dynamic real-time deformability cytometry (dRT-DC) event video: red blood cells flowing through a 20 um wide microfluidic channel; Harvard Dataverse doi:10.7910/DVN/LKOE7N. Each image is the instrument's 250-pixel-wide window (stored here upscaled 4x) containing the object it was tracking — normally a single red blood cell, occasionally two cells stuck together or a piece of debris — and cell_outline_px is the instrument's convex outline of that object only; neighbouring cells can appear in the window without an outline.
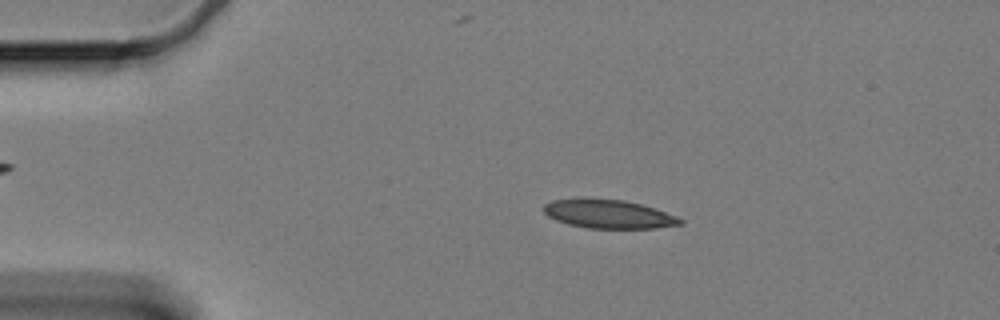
{"species": "Egyptian fruit bat (a non-hibernating species)", "species_latin": "Rousettus aegyptiacus", "temperature_condition": "cold", "stored_images_in_passage": 52, "camera_frame_rate_fps": 3000, "um_per_image_px": 0.085, "animal": {"sex": "female"}, "frame": {"image": 1, "passage_image": 3, "time_ms": 0.667, "image_size_px": [1000, 320], "cell_outline_px": [[684, 224], [656, 228], [588, 228], [568, 224], [556, 220], [548, 216], [544, 212], [544, 204], [552, 200], [624, 200], [640, 204], [676, 216], [684, 220]], "centroid_in_image_um": [51.76, 18.22], "position_along_channel_um": 33.2, "area_um2": 22.14}}
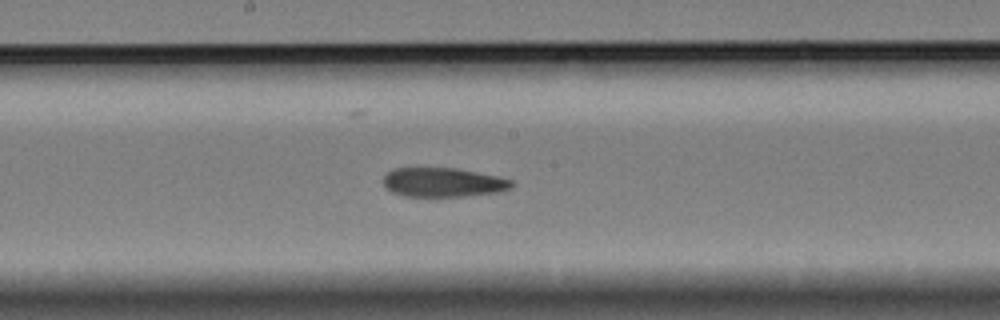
{"frame": {"image": 2, "passage_image": 23, "time_ms": 7.333, "image_size_px": [1000, 320], "cell_outline_px": [[512, 188], [496, 192], [464, 196], [404, 196], [392, 192], [384, 184], [384, 176], [392, 168], [456, 168], [496, 176], [512, 180]], "centroid_in_image_um": [37.64, 15.49], "position_along_channel_um": 210.6, "area_um2": 21.56}}
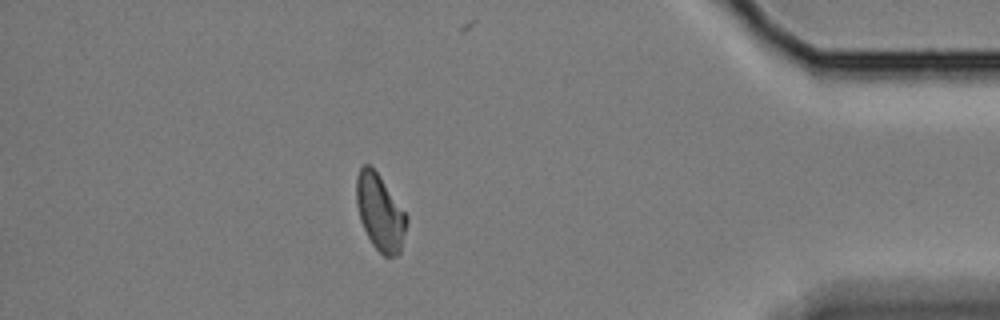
{"frame": {"image": 3, "passage_image": 44, "time_ms": 14.333, "image_size_px": [1000, 320], "cell_outline_px": [[408, 220], [400, 252], [396, 256], [384, 256], [372, 244], [360, 220], [356, 204], [356, 176], [360, 168], [364, 164], [368, 164], [376, 172], [408, 216]], "centroid_in_image_um": [32.29, 18.07], "position_along_channel_um": 402.9, "area_um2": 22.02}}